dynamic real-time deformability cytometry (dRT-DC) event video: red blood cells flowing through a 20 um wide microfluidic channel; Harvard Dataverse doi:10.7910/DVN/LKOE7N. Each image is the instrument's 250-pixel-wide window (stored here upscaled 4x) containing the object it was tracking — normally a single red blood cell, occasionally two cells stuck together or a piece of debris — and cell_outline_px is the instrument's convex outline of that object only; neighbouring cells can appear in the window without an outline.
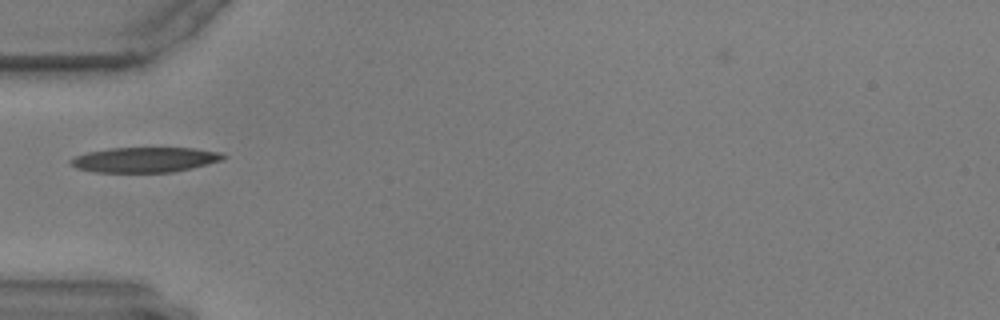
{"species": "common noctule bat (a hibernating species)", "species_latin": "Nyctalus noctula", "temperature_condition": "warm", "stored_images_in_passage": 40, "camera_frame_rate_fps": 3000, "um_per_image_px": 0.085, "animal": {"sex": "male", "body_mass_g": 17.9, "forearm_length_mm": 54.2}, "frame": {"image": 1, "passage_image": 1, "time_ms": 0.0, "image_size_px": [1000, 320], "cell_outline_px": [[228, 156], [224, 160], [192, 168], [172, 172], [92, 172], [76, 168], [68, 160], [76, 156], [88, 152], [108, 148], [196, 148], [224, 152]], "centroid_in_image_um": [12.38, 13.57], "position_along_channel_um": 72.6, "area_um2": 22.54}}
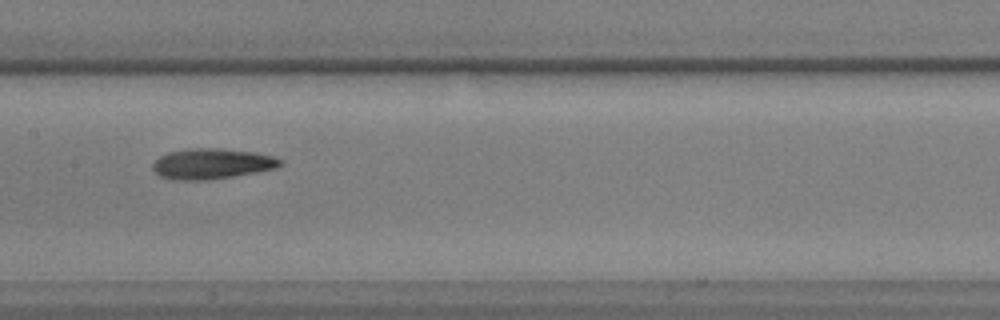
{"frame": {"image": 2, "passage_image": 11, "time_ms": 3.333, "image_size_px": [1000, 320], "cell_outline_px": [[284, 164], [276, 168], [232, 176], [204, 180], [172, 180], [160, 176], [152, 168], [152, 164], [160, 156], [168, 152], [188, 148], [220, 148], [256, 152], [272, 156], [284, 160]], "centroid_in_image_um": [18.01, 13.91], "position_along_channel_um": 189.4, "area_um2": 22.72}}
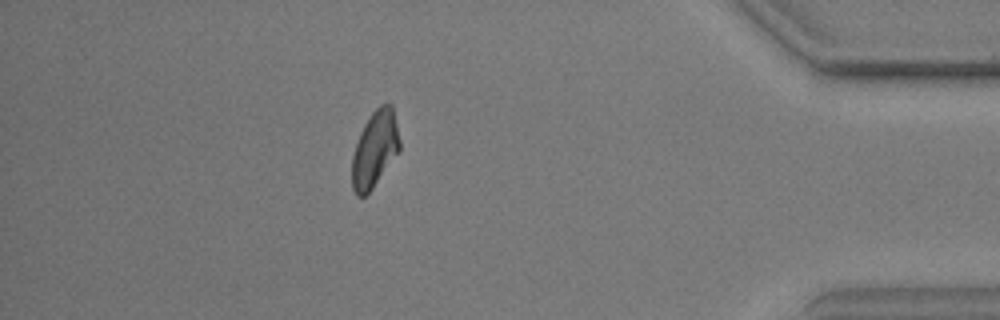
{"frame": {"image": 3, "passage_image": 33, "time_ms": 10.667, "image_size_px": [1000, 320], "cell_outline_px": [[400, 152], [372, 188], [364, 196], [356, 196], [352, 188], [352, 156], [360, 132], [364, 124], [372, 112], [380, 104], [392, 104], [400, 140]], "centroid_in_image_um": [31.87, 12.67], "position_along_channel_um": 403.3, "area_um2": 21.21}}